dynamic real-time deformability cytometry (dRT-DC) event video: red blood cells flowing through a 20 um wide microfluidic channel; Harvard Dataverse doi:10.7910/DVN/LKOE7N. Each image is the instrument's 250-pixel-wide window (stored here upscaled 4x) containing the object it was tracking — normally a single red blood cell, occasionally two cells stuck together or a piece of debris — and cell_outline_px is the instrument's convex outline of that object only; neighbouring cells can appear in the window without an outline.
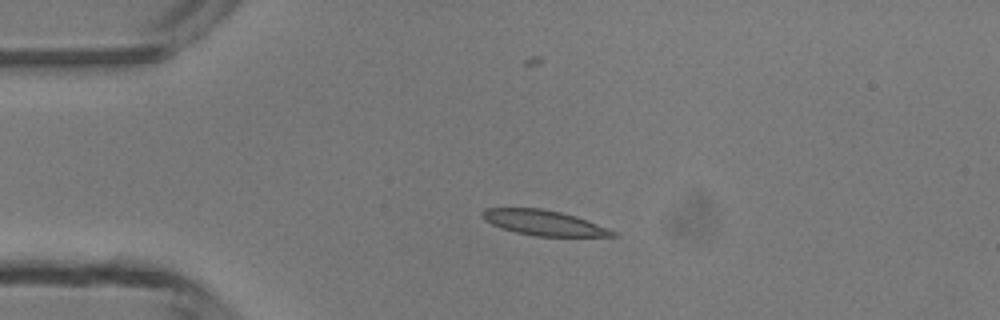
{"species": "common noctule bat (a hibernating species)", "species_latin": "Nyctalus noctula", "temperature_condition": "room temperature", "stored_images_in_passage": 3, "camera_frame_rate_fps": 3000, "um_per_image_px": 0.085, "animal": {"sex": "male", "body_mass_g": 13.3}, "frame": {"image": 1, "passage_image": 3, "time_ms": 2.333, "image_size_px": [1000, 320], "cell_outline_px": [[620, 236], [536, 236], [516, 232], [500, 228], [484, 220], [480, 216], [480, 212], [484, 208], [540, 208], [560, 212], [576, 216], [616, 232]], "centroid_in_image_um": [46.15, 18.93], "position_along_channel_um": 38.9, "area_um2": 19.02}}